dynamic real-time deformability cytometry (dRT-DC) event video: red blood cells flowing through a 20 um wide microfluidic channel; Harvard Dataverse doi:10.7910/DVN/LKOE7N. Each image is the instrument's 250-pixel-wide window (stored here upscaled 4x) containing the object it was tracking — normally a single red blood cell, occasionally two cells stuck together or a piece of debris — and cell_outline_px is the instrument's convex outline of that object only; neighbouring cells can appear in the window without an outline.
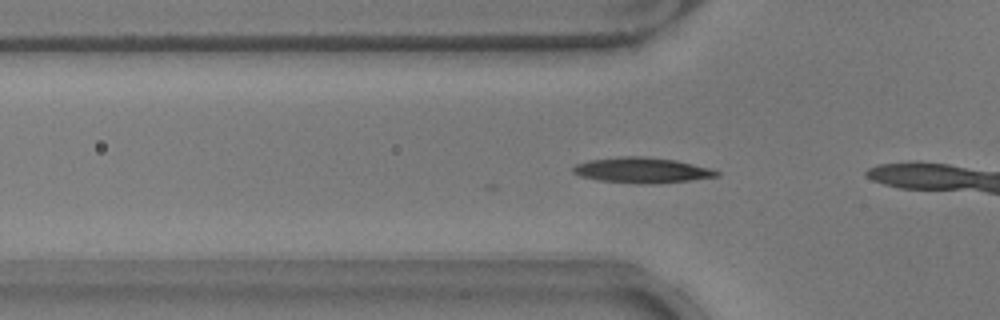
{"species": "common noctule bat (a hibernating species)", "species_latin": "Nyctalus noctula", "temperature_condition": "warm", "stored_images_in_passage": 3, "camera_frame_rate_fps": 3000, "um_per_image_px": 0.085, "animal": {"sex": "male", "body_mass_g": 17.9}, "frame": {"image": 1, "passage_image": 3, "time_ms": 0.667, "image_size_px": [1000, 320], "cell_outline_px": [[720, 176], [656, 184], [636, 184], [600, 180], [580, 176], [572, 172], [572, 168], [576, 164], [588, 160], [624, 156], [640, 156], [672, 160], [712, 168], [720, 172]], "centroid_in_image_um": [54.55, 14.48], "position_along_channel_um": 71.2, "area_um2": 21.21}}